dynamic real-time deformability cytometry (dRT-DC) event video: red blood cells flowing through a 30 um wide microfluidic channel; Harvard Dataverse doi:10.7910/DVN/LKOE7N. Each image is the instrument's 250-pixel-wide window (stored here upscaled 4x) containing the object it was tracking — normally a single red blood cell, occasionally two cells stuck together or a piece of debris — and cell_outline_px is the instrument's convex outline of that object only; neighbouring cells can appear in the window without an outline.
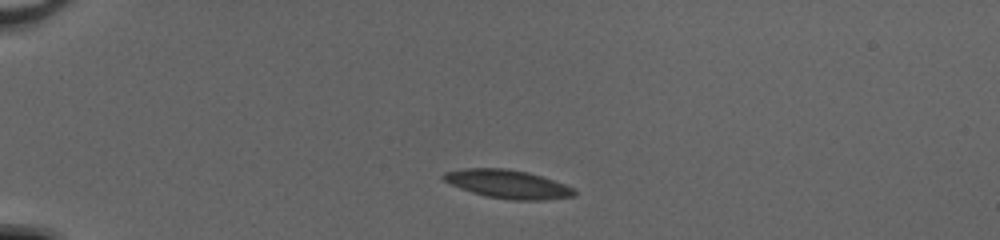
{"species": "common noctule bat (a hibernating species)", "species_latin": "Nyctalus noctula", "temperature_condition": "cold", "stored_images_in_passage": 47, "camera_frame_rate_fps": 3000, "um_per_image_px": 0.085, "animal": {"sex": "female", "body_mass_g": 20.0, "forearm_length_mm": 54.0}, "frame": {"image": 1, "passage_image": 7, "time_ms": 2.0, "image_size_px": [1000, 240], "cell_outline_px": [[576, 196], [544, 200], [512, 200], [488, 196], [472, 192], [460, 188], [444, 180], [440, 176], [444, 172], [464, 168], [504, 168], [528, 172], [576, 188]], "centroid_in_image_um": [43.18, 15.65], "position_along_channel_um": 41.8, "area_um2": 21.62}}
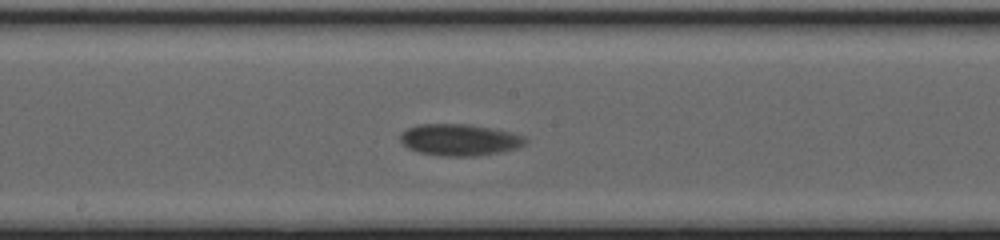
{"frame": {"image": 2, "passage_image": 24, "time_ms": 7.667, "image_size_px": [1000, 240], "cell_outline_px": [[528, 140], [524, 144], [516, 148], [500, 152], [476, 156], [444, 156], [420, 152], [408, 148], [400, 140], [400, 132], [416, 124], [468, 124], [492, 128], [512, 132], [524, 136]], "centroid_in_image_um": [39.06, 11.87], "position_along_channel_um": 209.1, "area_um2": 23.06}}
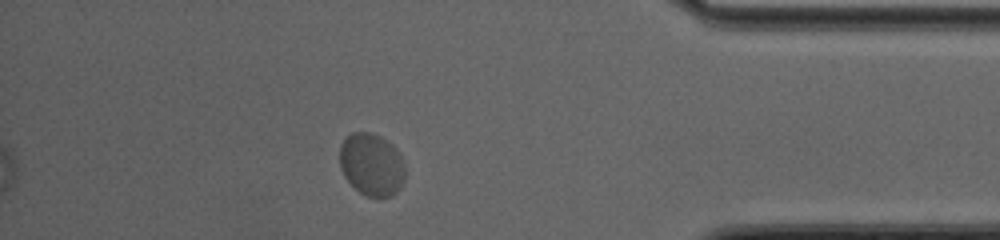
{"frame": {"image": 3, "passage_image": 41, "time_ms": 13.333, "image_size_px": [1000, 240], "cell_outline_px": [[404, 180], [400, 188], [392, 196], [368, 196], [360, 192], [344, 176], [340, 168], [340, 144], [352, 132], [372, 132], [380, 136], [392, 144], [396, 148], [404, 160]], "centroid_in_image_um": [31.6, 13.96], "position_along_channel_um": 403.6, "area_um2": 23.81}, "authors_computed_cell_mechanics": {"area_um2": 22.542, "velocity_mm_per_s": 3.91, "shape_relaxation_time_tau1_ms": 2.5782, "shape_relaxation_time_tau2_ms": null, "deformation_change_tau1": 0.0671, "deformation_change_tau2": null}}